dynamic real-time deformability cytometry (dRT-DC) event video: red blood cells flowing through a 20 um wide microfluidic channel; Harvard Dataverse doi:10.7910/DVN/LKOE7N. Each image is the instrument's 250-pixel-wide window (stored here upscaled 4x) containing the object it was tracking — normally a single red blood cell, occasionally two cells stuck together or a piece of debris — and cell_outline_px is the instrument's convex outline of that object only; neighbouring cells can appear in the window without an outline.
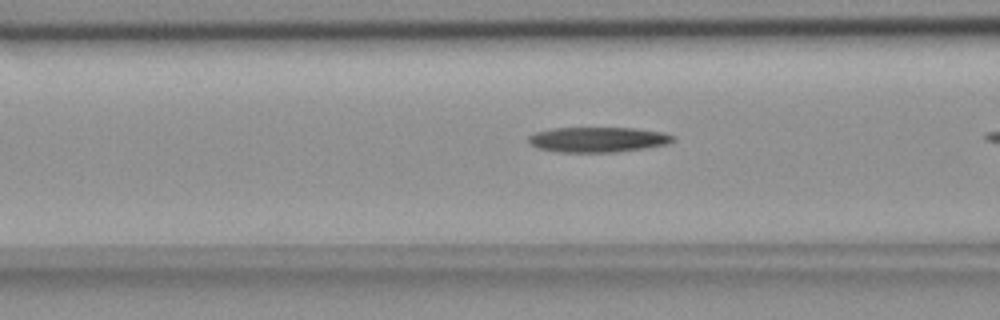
{"species": "common noctule bat (a hibernating species)", "species_latin": "Nyctalus noctula", "temperature_condition": "room temperature", "stored_images_in_passage": 12, "camera_frame_rate_fps": 3000, "um_per_image_px": 0.085, "animal": {"sex": "female", "body_mass_g": 18.4}, "frame": {"image": 1, "passage_image": 7, "time_ms": 2.0, "image_size_px": [1000, 320], "cell_outline_px": [[676, 140], [668, 144], [644, 148], [616, 152], [556, 152], [536, 148], [528, 144], [528, 136], [536, 132], [552, 128], [636, 128], [664, 132], [676, 136]], "centroid_in_image_um": [50.82, 11.86], "position_along_channel_um": 115.8, "area_um2": 21.5}}